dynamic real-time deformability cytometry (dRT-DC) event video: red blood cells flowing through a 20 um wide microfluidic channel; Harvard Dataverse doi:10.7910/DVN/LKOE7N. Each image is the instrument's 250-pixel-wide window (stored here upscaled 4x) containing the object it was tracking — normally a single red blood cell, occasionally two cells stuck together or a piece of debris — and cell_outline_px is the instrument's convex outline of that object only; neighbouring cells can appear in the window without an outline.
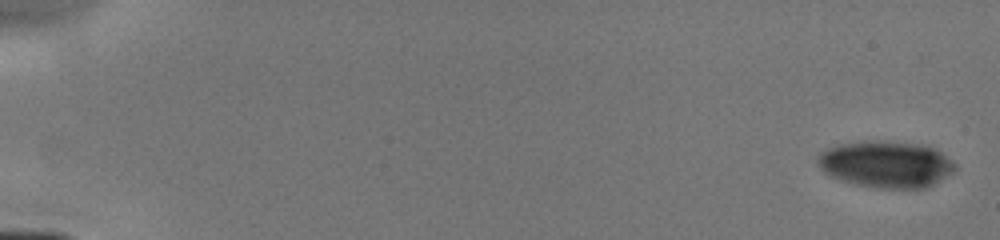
{"species": "human", "species_latin": "Homo sapiens", "temperature_condition": "cold", "stored_images_in_passage": 26, "camera_frame_rate_fps": 3000, "um_per_image_px": 0.085, "donor": {"sex": "male"}, "frame": {"image": 1, "passage_image": 1, "time_ms": 0.0, "image_size_px": [1000, 240], "cell_outline_px": [[956, 168], [952, 172], [928, 188], [876, 188], [856, 184], [840, 180], [824, 172], [820, 168], [816, 160], [828, 148], [840, 144], [864, 140], [868, 140], [924, 144], [936, 148], [952, 160], [956, 164]], "centroid_in_image_um": [75.35, 13.96], "position_along_channel_um": 9.7, "area_um2": 37.4}}